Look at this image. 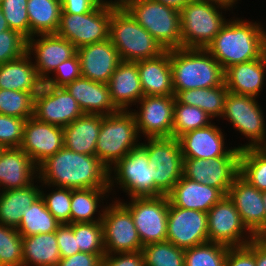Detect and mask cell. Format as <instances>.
Returning a JSON list of instances; mask_svg holds the SVG:
<instances>
[{
    "label": "cell",
    "mask_w": 266,
    "mask_h": 266,
    "mask_svg": "<svg viewBox=\"0 0 266 266\" xmlns=\"http://www.w3.org/2000/svg\"><path fill=\"white\" fill-rule=\"evenodd\" d=\"M174 103L175 95L143 96L136 103L130 111L141 139L172 137Z\"/></svg>",
    "instance_id": "16"
},
{
    "label": "cell",
    "mask_w": 266,
    "mask_h": 266,
    "mask_svg": "<svg viewBox=\"0 0 266 266\" xmlns=\"http://www.w3.org/2000/svg\"><path fill=\"white\" fill-rule=\"evenodd\" d=\"M27 53V39L19 32L6 30L0 33V64L16 60Z\"/></svg>",
    "instance_id": "47"
},
{
    "label": "cell",
    "mask_w": 266,
    "mask_h": 266,
    "mask_svg": "<svg viewBox=\"0 0 266 266\" xmlns=\"http://www.w3.org/2000/svg\"><path fill=\"white\" fill-rule=\"evenodd\" d=\"M238 15H231L206 48L224 71L232 65L261 58L266 53V24L259 18L255 21Z\"/></svg>",
    "instance_id": "1"
},
{
    "label": "cell",
    "mask_w": 266,
    "mask_h": 266,
    "mask_svg": "<svg viewBox=\"0 0 266 266\" xmlns=\"http://www.w3.org/2000/svg\"><path fill=\"white\" fill-rule=\"evenodd\" d=\"M173 89L213 88L224 83L225 71L206 49H170Z\"/></svg>",
    "instance_id": "3"
},
{
    "label": "cell",
    "mask_w": 266,
    "mask_h": 266,
    "mask_svg": "<svg viewBox=\"0 0 266 266\" xmlns=\"http://www.w3.org/2000/svg\"><path fill=\"white\" fill-rule=\"evenodd\" d=\"M37 75L44 82L56 67L77 53V48L56 33L33 35L27 40Z\"/></svg>",
    "instance_id": "19"
},
{
    "label": "cell",
    "mask_w": 266,
    "mask_h": 266,
    "mask_svg": "<svg viewBox=\"0 0 266 266\" xmlns=\"http://www.w3.org/2000/svg\"><path fill=\"white\" fill-rule=\"evenodd\" d=\"M141 143L136 120L131 111L102 116L95 155L110 169Z\"/></svg>",
    "instance_id": "9"
},
{
    "label": "cell",
    "mask_w": 266,
    "mask_h": 266,
    "mask_svg": "<svg viewBox=\"0 0 266 266\" xmlns=\"http://www.w3.org/2000/svg\"><path fill=\"white\" fill-rule=\"evenodd\" d=\"M4 149H5V147L0 144V156H1L2 152L4 151Z\"/></svg>",
    "instance_id": "61"
},
{
    "label": "cell",
    "mask_w": 266,
    "mask_h": 266,
    "mask_svg": "<svg viewBox=\"0 0 266 266\" xmlns=\"http://www.w3.org/2000/svg\"><path fill=\"white\" fill-rule=\"evenodd\" d=\"M63 147V127L41 122L34 116L26 120L20 148L37 167Z\"/></svg>",
    "instance_id": "20"
},
{
    "label": "cell",
    "mask_w": 266,
    "mask_h": 266,
    "mask_svg": "<svg viewBox=\"0 0 266 266\" xmlns=\"http://www.w3.org/2000/svg\"><path fill=\"white\" fill-rule=\"evenodd\" d=\"M26 120L0 114V144L5 148L20 147Z\"/></svg>",
    "instance_id": "48"
},
{
    "label": "cell",
    "mask_w": 266,
    "mask_h": 266,
    "mask_svg": "<svg viewBox=\"0 0 266 266\" xmlns=\"http://www.w3.org/2000/svg\"><path fill=\"white\" fill-rule=\"evenodd\" d=\"M107 85L111 101L118 110H132L144 96L137 69V61H121Z\"/></svg>",
    "instance_id": "26"
},
{
    "label": "cell",
    "mask_w": 266,
    "mask_h": 266,
    "mask_svg": "<svg viewBox=\"0 0 266 266\" xmlns=\"http://www.w3.org/2000/svg\"><path fill=\"white\" fill-rule=\"evenodd\" d=\"M77 55L80 60L82 76L106 84L122 61L109 38L78 48Z\"/></svg>",
    "instance_id": "23"
},
{
    "label": "cell",
    "mask_w": 266,
    "mask_h": 266,
    "mask_svg": "<svg viewBox=\"0 0 266 266\" xmlns=\"http://www.w3.org/2000/svg\"><path fill=\"white\" fill-rule=\"evenodd\" d=\"M65 88L75 98L84 114L105 116L119 111L111 101L106 83L81 76L67 84Z\"/></svg>",
    "instance_id": "28"
},
{
    "label": "cell",
    "mask_w": 266,
    "mask_h": 266,
    "mask_svg": "<svg viewBox=\"0 0 266 266\" xmlns=\"http://www.w3.org/2000/svg\"><path fill=\"white\" fill-rule=\"evenodd\" d=\"M227 93L228 90L224 82L222 85L213 88L179 91L175 95V99L179 103L198 107L205 111L214 121H219L223 115Z\"/></svg>",
    "instance_id": "35"
},
{
    "label": "cell",
    "mask_w": 266,
    "mask_h": 266,
    "mask_svg": "<svg viewBox=\"0 0 266 266\" xmlns=\"http://www.w3.org/2000/svg\"><path fill=\"white\" fill-rule=\"evenodd\" d=\"M0 266H23L22 236L17 229L0 224Z\"/></svg>",
    "instance_id": "45"
},
{
    "label": "cell",
    "mask_w": 266,
    "mask_h": 266,
    "mask_svg": "<svg viewBox=\"0 0 266 266\" xmlns=\"http://www.w3.org/2000/svg\"><path fill=\"white\" fill-rule=\"evenodd\" d=\"M140 145L149 157L151 179L167 195L182 177L183 156L179 140L174 137L144 138Z\"/></svg>",
    "instance_id": "11"
},
{
    "label": "cell",
    "mask_w": 266,
    "mask_h": 266,
    "mask_svg": "<svg viewBox=\"0 0 266 266\" xmlns=\"http://www.w3.org/2000/svg\"><path fill=\"white\" fill-rule=\"evenodd\" d=\"M166 240L182 249L208 242L207 213L169 203Z\"/></svg>",
    "instance_id": "18"
},
{
    "label": "cell",
    "mask_w": 266,
    "mask_h": 266,
    "mask_svg": "<svg viewBox=\"0 0 266 266\" xmlns=\"http://www.w3.org/2000/svg\"><path fill=\"white\" fill-rule=\"evenodd\" d=\"M101 223L105 255L142 251L132 215L119 200L107 203Z\"/></svg>",
    "instance_id": "13"
},
{
    "label": "cell",
    "mask_w": 266,
    "mask_h": 266,
    "mask_svg": "<svg viewBox=\"0 0 266 266\" xmlns=\"http://www.w3.org/2000/svg\"><path fill=\"white\" fill-rule=\"evenodd\" d=\"M255 238L266 247V230H262Z\"/></svg>",
    "instance_id": "59"
},
{
    "label": "cell",
    "mask_w": 266,
    "mask_h": 266,
    "mask_svg": "<svg viewBox=\"0 0 266 266\" xmlns=\"http://www.w3.org/2000/svg\"><path fill=\"white\" fill-rule=\"evenodd\" d=\"M61 258L80 252L72 229V223L60 224L55 232Z\"/></svg>",
    "instance_id": "51"
},
{
    "label": "cell",
    "mask_w": 266,
    "mask_h": 266,
    "mask_svg": "<svg viewBox=\"0 0 266 266\" xmlns=\"http://www.w3.org/2000/svg\"><path fill=\"white\" fill-rule=\"evenodd\" d=\"M59 225L60 223L48 211L44 200L40 197L30 206V209L24 211L17 231L22 237H29L56 232Z\"/></svg>",
    "instance_id": "37"
},
{
    "label": "cell",
    "mask_w": 266,
    "mask_h": 266,
    "mask_svg": "<svg viewBox=\"0 0 266 266\" xmlns=\"http://www.w3.org/2000/svg\"><path fill=\"white\" fill-rule=\"evenodd\" d=\"M214 120L198 107L179 103L175 99L172 137L179 138L186 132L209 126Z\"/></svg>",
    "instance_id": "39"
},
{
    "label": "cell",
    "mask_w": 266,
    "mask_h": 266,
    "mask_svg": "<svg viewBox=\"0 0 266 266\" xmlns=\"http://www.w3.org/2000/svg\"><path fill=\"white\" fill-rule=\"evenodd\" d=\"M72 229L80 252L105 254L101 222L72 223Z\"/></svg>",
    "instance_id": "44"
},
{
    "label": "cell",
    "mask_w": 266,
    "mask_h": 266,
    "mask_svg": "<svg viewBox=\"0 0 266 266\" xmlns=\"http://www.w3.org/2000/svg\"><path fill=\"white\" fill-rule=\"evenodd\" d=\"M105 254L78 252L73 256L61 258L57 266H100Z\"/></svg>",
    "instance_id": "53"
},
{
    "label": "cell",
    "mask_w": 266,
    "mask_h": 266,
    "mask_svg": "<svg viewBox=\"0 0 266 266\" xmlns=\"http://www.w3.org/2000/svg\"><path fill=\"white\" fill-rule=\"evenodd\" d=\"M184 252L167 240L142 247L145 266H185Z\"/></svg>",
    "instance_id": "40"
},
{
    "label": "cell",
    "mask_w": 266,
    "mask_h": 266,
    "mask_svg": "<svg viewBox=\"0 0 266 266\" xmlns=\"http://www.w3.org/2000/svg\"><path fill=\"white\" fill-rule=\"evenodd\" d=\"M84 115L75 98L65 87L42 84L34 96V117L45 123L66 127Z\"/></svg>",
    "instance_id": "17"
},
{
    "label": "cell",
    "mask_w": 266,
    "mask_h": 266,
    "mask_svg": "<svg viewBox=\"0 0 266 266\" xmlns=\"http://www.w3.org/2000/svg\"><path fill=\"white\" fill-rule=\"evenodd\" d=\"M201 1L215 2V3L221 4L226 7H230L233 10L237 11L236 13H238V11L240 10L239 8L241 6H239V4L242 3V0H201Z\"/></svg>",
    "instance_id": "56"
},
{
    "label": "cell",
    "mask_w": 266,
    "mask_h": 266,
    "mask_svg": "<svg viewBox=\"0 0 266 266\" xmlns=\"http://www.w3.org/2000/svg\"><path fill=\"white\" fill-rule=\"evenodd\" d=\"M61 10V0H28L30 38L38 34L56 33Z\"/></svg>",
    "instance_id": "36"
},
{
    "label": "cell",
    "mask_w": 266,
    "mask_h": 266,
    "mask_svg": "<svg viewBox=\"0 0 266 266\" xmlns=\"http://www.w3.org/2000/svg\"><path fill=\"white\" fill-rule=\"evenodd\" d=\"M263 108L258 98L227 93L219 122L227 121L223 128L231 126L230 129L235 131L233 134H240L237 139L243 138L244 141L242 144L240 140L239 143L235 140L233 147L239 150L266 147V113Z\"/></svg>",
    "instance_id": "4"
},
{
    "label": "cell",
    "mask_w": 266,
    "mask_h": 266,
    "mask_svg": "<svg viewBox=\"0 0 266 266\" xmlns=\"http://www.w3.org/2000/svg\"><path fill=\"white\" fill-rule=\"evenodd\" d=\"M42 84L43 81L37 75L28 53L16 60L0 64V89L29 92L35 96Z\"/></svg>",
    "instance_id": "31"
},
{
    "label": "cell",
    "mask_w": 266,
    "mask_h": 266,
    "mask_svg": "<svg viewBox=\"0 0 266 266\" xmlns=\"http://www.w3.org/2000/svg\"><path fill=\"white\" fill-rule=\"evenodd\" d=\"M23 266H57L61 260L55 232L22 237Z\"/></svg>",
    "instance_id": "34"
},
{
    "label": "cell",
    "mask_w": 266,
    "mask_h": 266,
    "mask_svg": "<svg viewBox=\"0 0 266 266\" xmlns=\"http://www.w3.org/2000/svg\"><path fill=\"white\" fill-rule=\"evenodd\" d=\"M38 178V167L20 148H5L0 156V191L24 188Z\"/></svg>",
    "instance_id": "25"
},
{
    "label": "cell",
    "mask_w": 266,
    "mask_h": 266,
    "mask_svg": "<svg viewBox=\"0 0 266 266\" xmlns=\"http://www.w3.org/2000/svg\"><path fill=\"white\" fill-rule=\"evenodd\" d=\"M231 13L232 8L215 2L190 0L180 9L182 48L206 49Z\"/></svg>",
    "instance_id": "5"
},
{
    "label": "cell",
    "mask_w": 266,
    "mask_h": 266,
    "mask_svg": "<svg viewBox=\"0 0 266 266\" xmlns=\"http://www.w3.org/2000/svg\"><path fill=\"white\" fill-rule=\"evenodd\" d=\"M120 3L102 0L91 12L69 14L61 10L57 35L69 40L77 49L109 38L112 11Z\"/></svg>",
    "instance_id": "10"
},
{
    "label": "cell",
    "mask_w": 266,
    "mask_h": 266,
    "mask_svg": "<svg viewBox=\"0 0 266 266\" xmlns=\"http://www.w3.org/2000/svg\"><path fill=\"white\" fill-rule=\"evenodd\" d=\"M239 175L259 191L266 190V147L241 150Z\"/></svg>",
    "instance_id": "38"
},
{
    "label": "cell",
    "mask_w": 266,
    "mask_h": 266,
    "mask_svg": "<svg viewBox=\"0 0 266 266\" xmlns=\"http://www.w3.org/2000/svg\"><path fill=\"white\" fill-rule=\"evenodd\" d=\"M227 195L233 201L243 224L256 237L265 228L266 223L262 191L238 175Z\"/></svg>",
    "instance_id": "22"
},
{
    "label": "cell",
    "mask_w": 266,
    "mask_h": 266,
    "mask_svg": "<svg viewBox=\"0 0 266 266\" xmlns=\"http://www.w3.org/2000/svg\"><path fill=\"white\" fill-rule=\"evenodd\" d=\"M137 69L144 96L175 95L170 50L154 58L137 61Z\"/></svg>",
    "instance_id": "29"
},
{
    "label": "cell",
    "mask_w": 266,
    "mask_h": 266,
    "mask_svg": "<svg viewBox=\"0 0 266 266\" xmlns=\"http://www.w3.org/2000/svg\"><path fill=\"white\" fill-rule=\"evenodd\" d=\"M0 114L28 119L34 115V95L29 92L0 89Z\"/></svg>",
    "instance_id": "43"
},
{
    "label": "cell",
    "mask_w": 266,
    "mask_h": 266,
    "mask_svg": "<svg viewBox=\"0 0 266 266\" xmlns=\"http://www.w3.org/2000/svg\"><path fill=\"white\" fill-rule=\"evenodd\" d=\"M131 213L142 245L167 238L169 200L167 195L119 200Z\"/></svg>",
    "instance_id": "12"
},
{
    "label": "cell",
    "mask_w": 266,
    "mask_h": 266,
    "mask_svg": "<svg viewBox=\"0 0 266 266\" xmlns=\"http://www.w3.org/2000/svg\"><path fill=\"white\" fill-rule=\"evenodd\" d=\"M41 197V181L37 178L27 187L0 191V224L17 229L24 211Z\"/></svg>",
    "instance_id": "32"
},
{
    "label": "cell",
    "mask_w": 266,
    "mask_h": 266,
    "mask_svg": "<svg viewBox=\"0 0 266 266\" xmlns=\"http://www.w3.org/2000/svg\"><path fill=\"white\" fill-rule=\"evenodd\" d=\"M265 81L266 53L261 58L232 65L224 73V82L228 92L258 99L265 90Z\"/></svg>",
    "instance_id": "24"
},
{
    "label": "cell",
    "mask_w": 266,
    "mask_h": 266,
    "mask_svg": "<svg viewBox=\"0 0 266 266\" xmlns=\"http://www.w3.org/2000/svg\"><path fill=\"white\" fill-rule=\"evenodd\" d=\"M102 0H61L62 10L69 14L91 12Z\"/></svg>",
    "instance_id": "54"
},
{
    "label": "cell",
    "mask_w": 266,
    "mask_h": 266,
    "mask_svg": "<svg viewBox=\"0 0 266 266\" xmlns=\"http://www.w3.org/2000/svg\"><path fill=\"white\" fill-rule=\"evenodd\" d=\"M9 29L10 28L8 27V24L6 22V19L4 17L3 11H2V8L0 6V33L4 32L6 30H9Z\"/></svg>",
    "instance_id": "58"
},
{
    "label": "cell",
    "mask_w": 266,
    "mask_h": 266,
    "mask_svg": "<svg viewBox=\"0 0 266 266\" xmlns=\"http://www.w3.org/2000/svg\"><path fill=\"white\" fill-rule=\"evenodd\" d=\"M241 150L233 147L225 156L215 159L183 158L182 175L196 182L218 188L224 195L239 175Z\"/></svg>",
    "instance_id": "14"
},
{
    "label": "cell",
    "mask_w": 266,
    "mask_h": 266,
    "mask_svg": "<svg viewBox=\"0 0 266 266\" xmlns=\"http://www.w3.org/2000/svg\"><path fill=\"white\" fill-rule=\"evenodd\" d=\"M119 3L165 50L182 48L180 10L156 0H120Z\"/></svg>",
    "instance_id": "8"
},
{
    "label": "cell",
    "mask_w": 266,
    "mask_h": 266,
    "mask_svg": "<svg viewBox=\"0 0 266 266\" xmlns=\"http://www.w3.org/2000/svg\"><path fill=\"white\" fill-rule=\"evenodd\" d=\"M100 266H145L142 251L107 254Z\"/></svg>",
    "instance_id": "52"
},
{
    "label": "cell",
    "mask_w": 266,
    "mask_h": 266,
    "mask_svg": "<svg viewBox=\"0 0 266 266\" xmlns=\"http://www.w3.org/2000/svg\"><path fill=\"white\" fill-rule=\"evenodd\" d=\"M102 115L84 114L64 127V147L80 154L95 155Z\"/></svg>",
    "instance_id": "33"
},
{
    "label": "cell",
    "mask_w": 266,
    "mask_h": 266,
    "mask_svg": "<svg viewBox=\"0 0 266 266\" xmlns=\"http://www.w3.org/2000/svg\"><path fill=\"white\" fill-rule=\"evenodd\" d=\"M255 263L256 266H266V247L255 238Z\"/></svg>",
    "instance_id": "55"
},
{
    "label": "cell",
    "mask_w": 266,
    "mask_h": 266,
    "mask_svg": "<svg viewBox=\"0 0 266 266\" xmlns=\"http://www.w3.org/2000/svg\"><path fill=\"white\" fill-rule=\"evenodd\" d=\"M156 1H159L164 5L174 7L177 10H180L190 0H156Z\"/></svg>",
    "instance_id": "57"
},
{
    "label": "cell",
    "mask_w": 266,
    "mask_h": 266,
    "mask_svg": "<svg viewBox=\"0 0 266 266\" xmlns=\"http://www.w3.org/2000/svg\"><path fill=\"white\" fill-rule=\"evenodd\" d=\"M229 246L206 242L185 249V266H225Z\"/></svg>",
    "instance_id": "41"
},
{
    "label": "cell",
    "mask_w": 266,
    "mask_h": 266,
    "mask_svg": "<svg viewBox=\"0 0 266 266\" xmlns=\"http://www.w3.org/2000/svg\"><path fill=\"white\" fill-rule=\"evenodd\" d=\"M148 164L147 151L139 145L111 167L109 189L112 199L120 200L122 195L119 193L125 194L126 199L163 196L151 179V166Z\"/></svg>",
    "instance_id": "6"
},
{
    "label": "cell",
    "mask_w": 266,
    "mask_h": 266,
    "mask_svg": "<svg viewBox=\"0 0 266 266\" xmlns=\"http://www.w3.org/2000/svg\"><path fill=\"white\" fill-rule=\"evenodd\" d=\"M80 60L77 53L59 64L55 71L43 82L53 87H65L81 77Z\"/></svg>",
    "instance_id": "49"
},
{
    "label": "cell",
    "mask_w": 266,
    "mask_h": 266,
    "mask_svg": "<svg viewBox=\"0 0 266 266\" xmlns=\"http://www.w3.org/2000/svg\"><path fill=\"white\" fill-rule=\"evenodd\" d=\"M224 194L218 189L191 180L182 175L181 179L167 194L172 206L207 213Z\"/></svg>",
    "instance_id": "27"
},
{
    "label": "cell",
    "mask_w": 266,
    "mask_h": 266,
    "mask_svg": "<svg viewBox=\"0 0 266 266\" xmlns=\"http://www.w3.org/2000/svg\"><path fill=\"white\" fill-rule=\"evenodd\" d=\"M110 195L109 188L72 189L70 223L101 222Z\"/></svg>",
    "instance_id": "30"
},
{
    "label": "cell",
    "mask_w": 266,
    "mask_h": 266,
    "mask_svg": "<svg viewBox=\"0 0 266 266\" xmlns=\"http://www.w3.org/2000/svg\"><path fill=\"white\" fill-rule=\"evenodd\" d=\"M41 198L60 224L70 223L72 189L41 183Z\"/></svg>",
    "instance_id": "42"
},
{
    "label": "cell",
    "mask_w": 266,
    "mask_h": 266,
    "mask_svg": "<svg viewBox=\"0 0 266 266\" xmlns=\"http://www.w3.org/2000/svg\"><path fill=\"white\" fill-rule=\"evenodd\" d=\"M262 196H263V201H264L265 210H266V190L262 191ZM263 230H266V223H265V228Z\"/></svg>",
    "instance_id": "60"
},
{
    "label": "cell",
    "mask_w": 266,
    "mask_h": 266,
    "mask_svg": "<svg viewBox=\"0 0 266 266\" xmlns=\"http://www.w3.org/2000/svg\"><path fill=\"white\" fill-rule=\"evenodd\" d=\"M225 266H256L255 238L246 246L229 247Z\"/></svg>",
    "instance_id": "50"
},
{
    "label": "cell",
    "mask_w": 266,
    "mask_h": 266,
    "mask_svg": "<svg viewBox=\"0 0 266 266\" xmlns=\"http://www.w3.org/2000/svg\"><path fill=\"white\" fill-rule=\"evenodd\" d=\"M27 2L28 0H3L0 6L8 27L19 32L28 40L30 38V23Z\"/></svg>",
    "instance_id": "46"
},
{
    "label": "cell",
    "mask_w": 266,
    "mask_h": 266,
    "mask_svg": "<svg viewBox=\"0 0 266 266\" xmlns=\"http://www.w3.org/2000/svg\"><path fill=\"white\" fill-rule=\"evenodd\" d=\"M109 39L122 61L154 58L165 51L160 43L119 4L109 21Z\"/></svg>",
    "instance_id": "7"
},
{
    "label": "cell",
    "mask_w": 266,
    "mask_h": 266,
    "mask_svg": "<svg viewBox=\"0 0 266 266\" xmlns=\"http://www.w3.org/2000/svg\"><path fill=\"white\" fill-rule=\"evenodd\" d=\"M219 124V121H216L207 127L195 129L181 135L178 140L183 158L210 160L225 156L233 148V141L230 143V138L227 141L228 134L225 133L224 128L222 129L221 126H218Z\"/></svg>",
    "instance_id": "21"
},
{
    "label": "cell",
    "mask_w": 266,
    "mask_h": 266,
    "mask_svg": "<svg viewBox=\"0 0 266 266\" xmlns=\"http://www.w3.org/2000/svg\"><path fill=\"white\" fill-rule=\"evenodd\" d=\"M209 242L229 247L246 246L255 236L243 224L233 201L224 195L208 212Z\"/></svg>",
    "instance_id": "15"
},
{
    "label": "cell",
    "mask_w": 266,
    "mask_h": 266,
    "mask_svg": "<svg viewBox=\"0 0 266 266\" xmlns=\"http://www.w3.org/2000/svg\"><path fill=\"white\" fill-rule=\"evenodd\" d=\"M38 179L53 187L109 188V169L96 155L80 154L63 147L38 166Z\"/></svg>",
    "instance_id": "2"
}]
</instances>
